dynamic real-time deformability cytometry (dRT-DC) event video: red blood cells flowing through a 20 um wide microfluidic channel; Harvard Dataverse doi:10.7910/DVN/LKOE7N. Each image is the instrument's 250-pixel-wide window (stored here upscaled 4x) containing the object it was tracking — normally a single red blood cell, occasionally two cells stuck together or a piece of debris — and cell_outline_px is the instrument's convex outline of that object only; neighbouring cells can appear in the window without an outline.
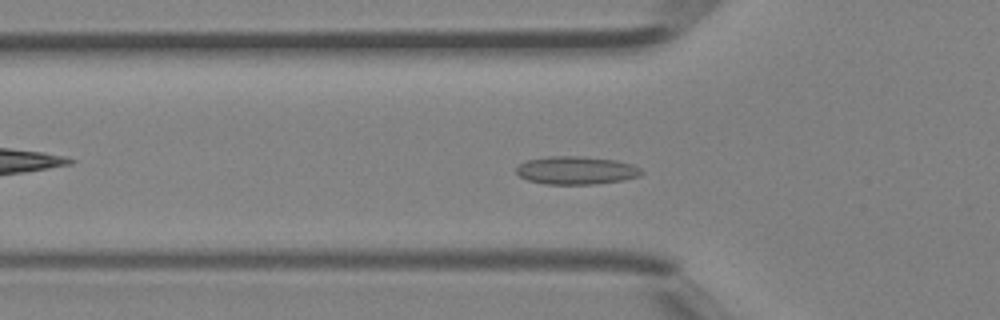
{"species": "Egyptian fruit bat (a non-hibernating species)", "species_latin": "Rousettus aegyptiacus", "temperature_condition": "room temperature", "stored_images_in_passage": 41, "camera_frame_rate_fps": 3000, "um_per_image_px": 0.085, "animal": {"sex": "female"}, "frame": {"image": 1, "passage_image": 13, "time_ms": 4.0, "image_size_px": [1000, 320], "cell_outline_px": [[644, 172], [640, 176], [624, 180], [592, 184], [544, 184], [528, 180], [520, 176], [516, 172], [516, 168], [520, 164], [528, 160], [548, 156], [580, 156], [616, 160], [632, 164], [640, 168]], "centroid_in_image_um": [49.0, 14.48], "position_along_channel_um": 76.8, "area_um2": 20.46}}
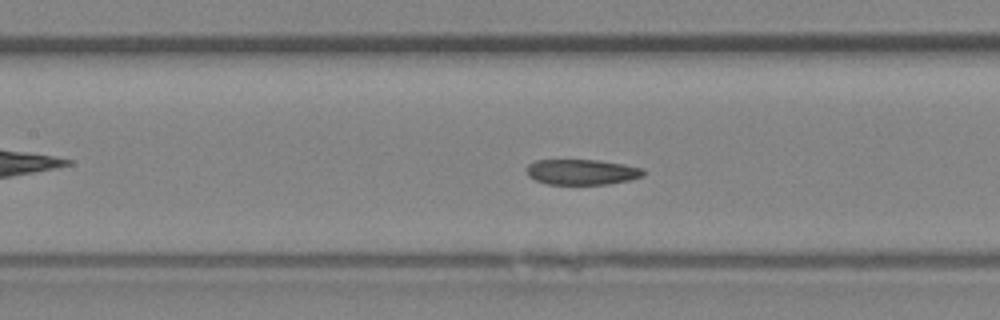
{"frame": {"image": 2, "passage_image": 18, "time_ms": 5.667, "image_size_px": [1000, 320], "cell_outline_px": [[644, 176], [632, 180], [608, 184], [548, 184], [536, 180], [528, 176], [528, 164], [536, 160], [600, 160], [624, 164], [644, 168]], "centroid_in_image_um": [49.52, 14.62], "position_along_channel_um": 157.9, "area_um2": 17.4}}
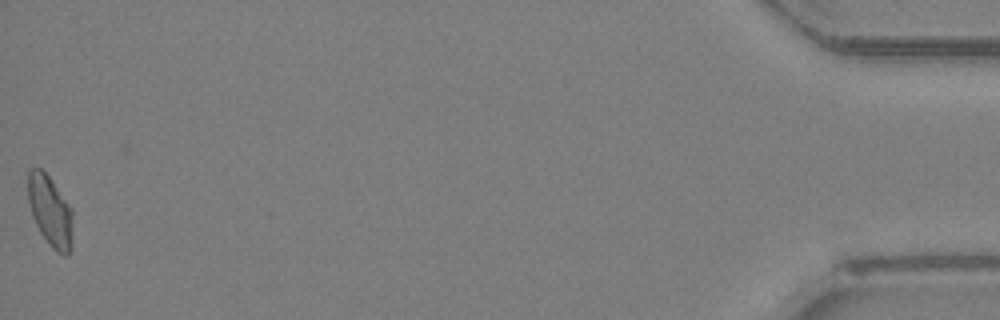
{"frame": {"image": 3, "passage_image": 41, "time_ms": 13.333, "image_size_px": [1000, 320], "cell_outline_px": [[72, 248], [64, 256], [56, 252], [52, 248], [40, 232], [32, 216], [28, 204], [28, 172], [32, 168], [40, 168], [48, 176], [72, 208]], "centroid_in_image_um": [4.27, 17.97], "position_along_channel_um": 430.9, "area_um2": 18.44}}